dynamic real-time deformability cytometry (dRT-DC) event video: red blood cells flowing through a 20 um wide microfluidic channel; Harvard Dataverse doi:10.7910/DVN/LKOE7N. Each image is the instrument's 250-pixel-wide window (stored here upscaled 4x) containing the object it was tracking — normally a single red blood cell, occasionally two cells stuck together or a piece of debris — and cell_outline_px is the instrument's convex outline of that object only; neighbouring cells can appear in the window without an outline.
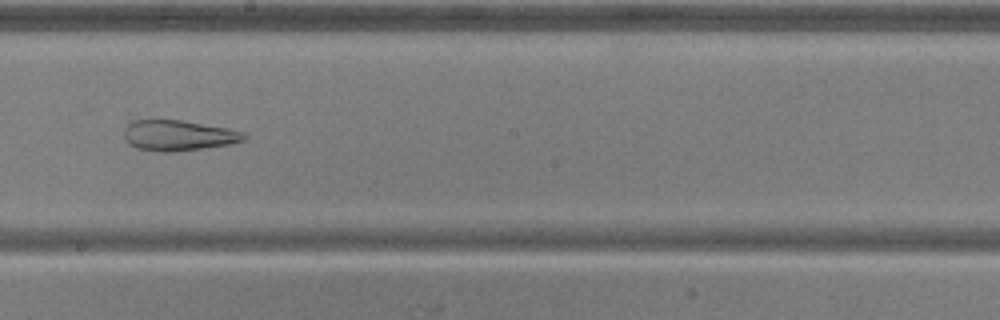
{"species": "common noctule bat (a hibernating species)", "species_latin": "Nyctalus noctula", "temperature_condition": "warm", "stored_images_in_passage": 53, "camera_frame_rate_fps": 3000, "um_per_image_px": 0.085, "animal": {"sex": "male", "body_mass_g": 20.5, "forearm_length_mm": 52.5}, "frame": {"image": 1, "passage_image": 30, "time_ms": 9.667, "image_size_px": [1000, 320], "cell_outline_px": [[248, 140], [228, 144], [204, 148], [172, 152], [156, 152], [136, 148], [128, 144], [124, 136], [124, 128], [132, 120], [184, 120], [228, 128], [244, 132], [248, 136]], "centroid_in_image_um": [15.17, 11.51], "position_along_channel_um": 233.0, "area_um2": 21.68}}
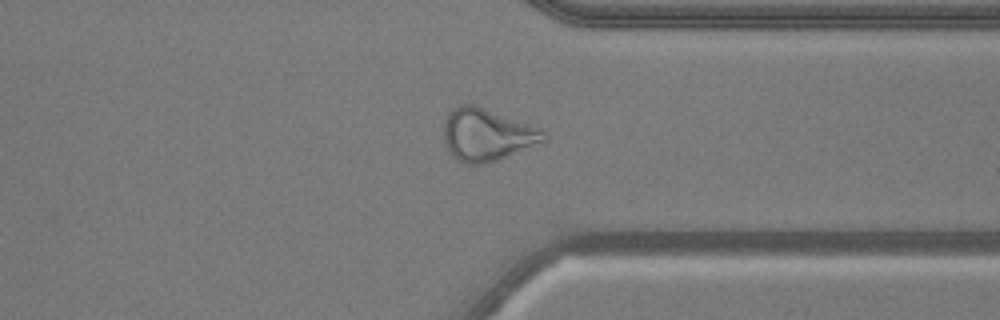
{"frame": {"image": 2, "passage_image": 41, "time_ms": 13.333, "image_size_px": [1000, 320], "cell_outline_px": [[548, 140], [496, 160], [480, 164], [468, 164], [452, 156], [444, 140], [444, 120], [448, 112], [452, 108], [460, 104], [476, 104], [536, 128], [544, 132], [548, 136]], "centroid_in_image_um": [41.34, 11.43], "position_along_channel_um": 370.1, "area_um2": 30.0}}
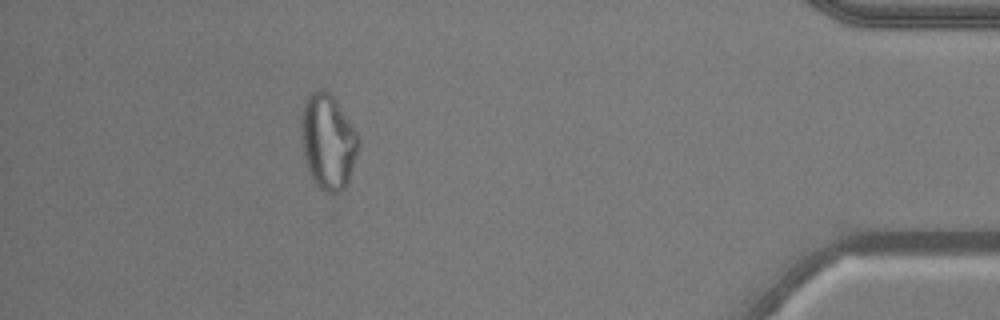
{"frame": {"image": 3, "passage_image": 48, "time_ms": 15.667, "image_size_px": [1000, 320], "cell_outline_px": [[360, 144], [348, 180], [344, 188], [340, 192], [324, 192], [312, 180], [308, 172], [304, 156], [300, 136], [300, 116], [304, 100], [316, 88], [324, 88], [336, 100], [356, 132], [360, 140]], "centroid_in_image_um": [27.83, 12.01], "position_along_channel_um": 407.4, "area_um2": 32.02}}